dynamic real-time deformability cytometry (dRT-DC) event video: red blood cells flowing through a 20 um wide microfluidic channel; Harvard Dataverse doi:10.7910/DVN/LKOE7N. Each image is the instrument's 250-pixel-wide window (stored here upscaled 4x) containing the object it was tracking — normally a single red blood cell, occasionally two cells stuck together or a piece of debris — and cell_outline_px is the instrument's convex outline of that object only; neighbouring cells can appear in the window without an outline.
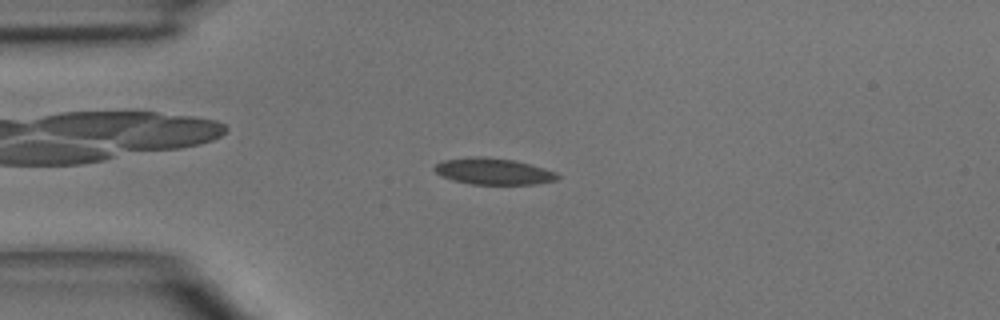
{"species": "common noctule bat (a hibernating species)", "species_latin": "Nyctalus noctula", "temperature_condition": "room temperature", "stored_images_in_passage": 4, "camera_frame_rate_fps": 3000, "um_per_image_px": 0.085, "animal": {"sex": "male", "body_mass_g": 15.6}, "frame": {"image": 1, "passage_image": 2, "time_ms": 1.333, "image_size_px": [1000, 320], "cell_outline_px": [[560, 176], [556, 180], [536, 184], [472, 184], [452, 180], [440, 176], [432, 168], [436, 164], [444, 160], [476, 156], [480, 156], [512, 160], [544, 168], [556, 172]], "centroid_in_image_um": [41.91, 14.57], "position_along_channel_um": 43.1, "area_um2": 18.79}}